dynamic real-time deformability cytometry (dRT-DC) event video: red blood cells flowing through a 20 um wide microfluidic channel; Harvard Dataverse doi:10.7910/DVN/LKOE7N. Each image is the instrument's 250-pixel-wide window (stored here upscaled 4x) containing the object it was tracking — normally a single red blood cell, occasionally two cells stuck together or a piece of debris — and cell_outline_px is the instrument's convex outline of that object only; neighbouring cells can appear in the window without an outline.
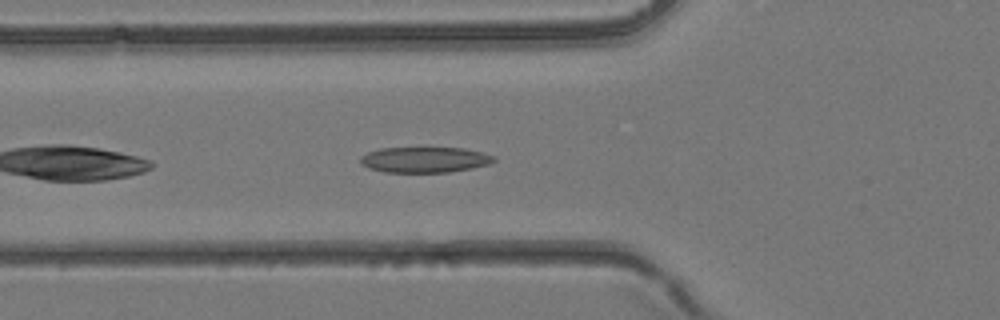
{"species": "common noctule bat (a hibernating species)", "species_latin": "Nyctalus noctula", "temperature_condition": "room temperature", "stored_images_in_passage": 23, "camera_frame_rate_fps": 3000, "um_per_image_px": 0.085, "animal": {"sex": "female", "body_mass_g": 24.6, "forearm_length_mm": 56.2}, "frame": {"image": 1, "passage_image": 3, "time_ms": 0.667, "image_size_px": [1000, 320], "cell_outline_px": [[496, 160], [488, 164], [472, 168], [448, 172], [384, 172], [368, 168], [360, 164], [360, 156], [368, 152], [380, 148], [464, 148], [484, 152], [496, 156]], "centroid_in_image_um": [36.1, 13.57], "position_along_channel_um": 89.7, "area_um2": 20.06}}
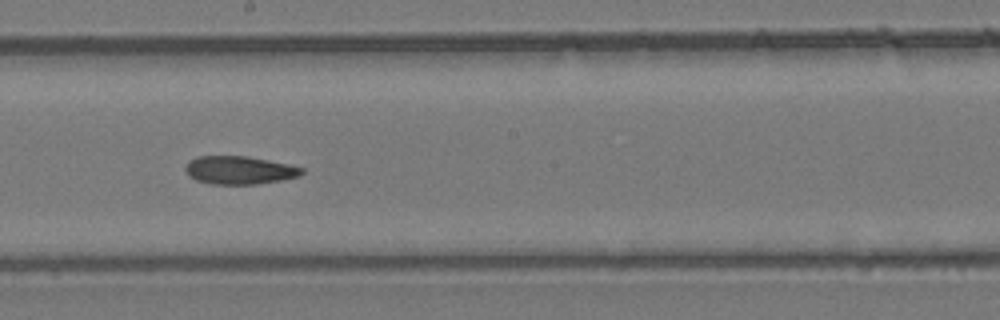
{"frame": {"image": 2, "passage_image": 11, "time_ms": 3.333, "image_size_px": [1000, 320], "cell_outline_px": [[304, 172], [300, 176], [280, 180], [256, 184], [212, 184], [196, 180], [188, 176], [184, 168], [188, 160], [196, 156], [248, 156], [288, 164], [304, 168]], "centroid_in_image_um": [20.32, 14.46], "position_along_channel_um": 227.9, "area_um2": 19.19}}
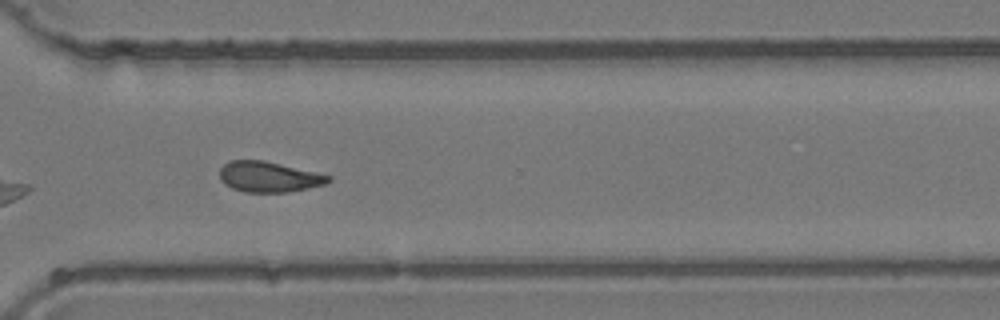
{"frame": {"image": 3, "passage_image": 18, "time_ms": 5.667, "image_size_px": [1000, 320], "cell_outline_px": [[332, 180], [324, 184], [308, 188], [288, 192], [244, 192], [232, 188], [224, 184], [220, 180], [220, 168], [228, 160], [264, 160], [332, 176]], "centroid_in_image_um": [22.82, 15.03], "position_along_channel_um": 347.8, "area_um2": 19.36}}